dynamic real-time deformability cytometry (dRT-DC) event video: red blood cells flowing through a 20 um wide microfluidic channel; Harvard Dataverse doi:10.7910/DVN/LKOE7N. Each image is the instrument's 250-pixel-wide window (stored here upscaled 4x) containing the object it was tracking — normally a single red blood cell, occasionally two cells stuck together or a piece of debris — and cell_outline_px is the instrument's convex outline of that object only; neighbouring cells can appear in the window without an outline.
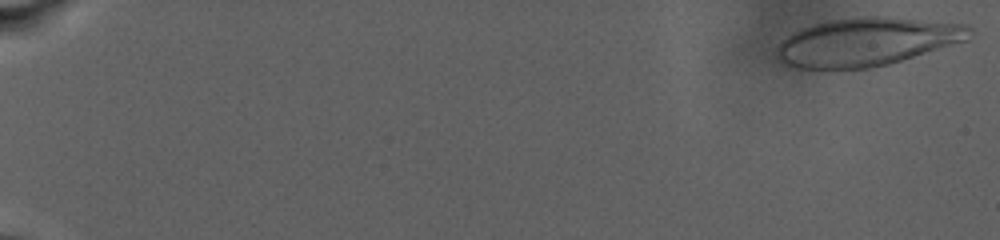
{"species": "human", "species_latin": "Homo sapiens", "temperature_condition": "warm", "stored_images_in_passage": 69, "camera_frame_rate_fps": 3000, "um_per_image_px": 0.085, "donor": {"sex": "male"}, "frame": {"image": 1, "passage_image": 1, "time_ms": 0.0, "image_size_px": [1000, 240], "cell_outline_px": [[972, 32], [968, 40], [888, 64], [868, 68], [796, 68], [784, 64], [776, 56], [776, 48], [788, 36], [804, 28], [816, 24], [832, 20], [856, 16], [888, 16], [968, 24], [972, 28]], "centroid_in_image_um": [73.74, 3.54], "position_along_channel_um": 11.3, "area_um2": 53.93}}
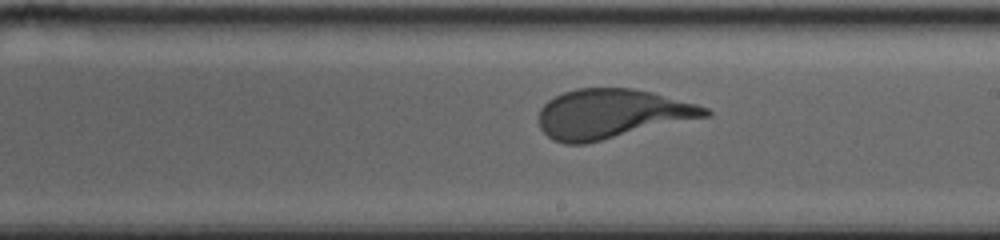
{"frame": {"image": 2, "passage_image": 50, "time_ms": 16.333, "image_size_px": [1000, 240], "cell_outline_px": [[712, 116], [584, 144], [564, 144], [552, 140], [540, 128], [540, 108], [548, 100], [564, 92], [576, 88], [632, 88], [652, 92], [696, 104], [708, 108], [712, 112]], "centroid_in_image_um": [52.02, 9.68], "position_along_channel_um": 237.0, "area_um2": 47.92}}
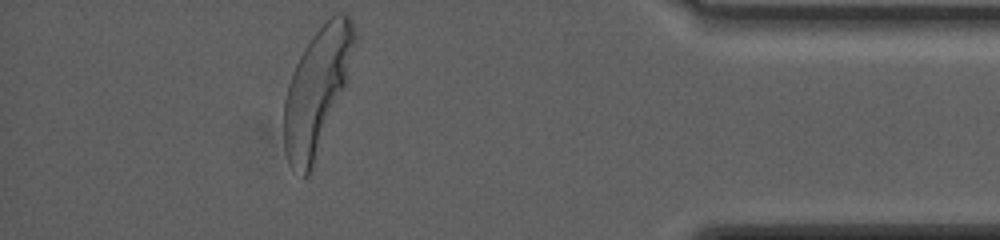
{"frame": {"image": 3, "passage_image": 69, "time_ms": 24.0, "image_size_px": [1000, 240], "cell_outline_px": [[356, 44], [348, 80], [312, 172], [304, 180], [288, 160], [284, 148], [284, 100], [288, 84], [292, 72], [304, 48], [312, 36], [336, 12], [344, 12], [352, 20], [356, 36]], "centroid_in_image_um": [26.96, 7.73], "position_along_channel_um": 408.2, "area_um2": 51.5}}